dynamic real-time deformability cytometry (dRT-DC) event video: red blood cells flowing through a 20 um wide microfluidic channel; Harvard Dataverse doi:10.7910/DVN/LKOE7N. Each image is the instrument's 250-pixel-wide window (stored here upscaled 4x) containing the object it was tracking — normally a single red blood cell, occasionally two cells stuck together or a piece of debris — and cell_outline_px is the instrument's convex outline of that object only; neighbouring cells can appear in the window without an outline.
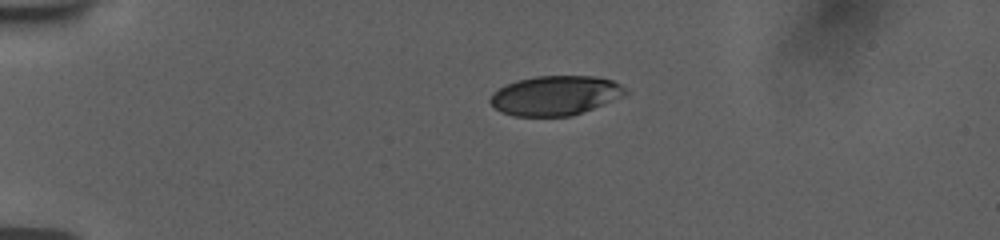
{"species": "human", "species_latin": "Homo sapiens", "temperature_condition": "room temperature", "stored_images_in_passage": 4, "camera_frame_rate_fps": 3000, "um_per_image_px": 0.085, "donor": {"sex": "female"}, "frame": {"image": 1, "passage_image": 1, "time_ms": 0.0, "image_size_px": [1000, 240], "cell_outline_px": [[632, 92], [624, 96], [572, 116], [512, 116], [500, 112], [488, 100], [492, 92], [516, 80], [536, 76], [592, 76], [612, 80], [628, 88]], "centroid_in_image_um": [47.22, 8.12], "position_along_channel_um": 37.8, "area_um2": 31.33}}
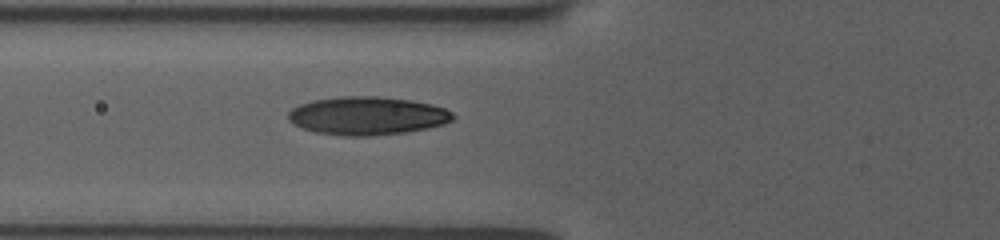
{"frame": {"image": 2, "passage_image": 4, "time_ms": 3.0, "image_size_px": [1000, 240], "cell_outline_px": [[456, 116], [452, 120], [444, 124], [428, 128], [404, 132], [372, 136], [344, 136], [316, 132], [304, 128], [288, 120], [288, 112], [292, 108], [300, 104], [312, 100], [340, 96], [380, 96], [412, 100], [432, 104], [444, 108], [452, 112]], "centroid_in_image_um": [31.24, 9.83], "position_along_channel_um": 94.6, "area_um2": 36.82}}